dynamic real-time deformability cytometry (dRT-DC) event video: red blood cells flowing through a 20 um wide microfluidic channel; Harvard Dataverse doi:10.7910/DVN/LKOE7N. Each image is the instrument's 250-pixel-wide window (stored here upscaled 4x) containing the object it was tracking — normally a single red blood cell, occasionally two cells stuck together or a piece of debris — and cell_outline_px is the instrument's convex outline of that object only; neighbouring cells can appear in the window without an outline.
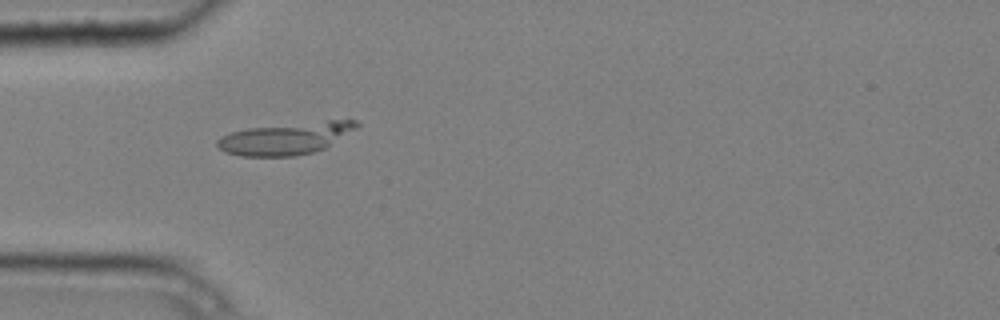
{"species": "common noctule bat (a hibernating species)", "species_latin": "Nyctalus noctula", "temperature_condition": "cold", "stored_images_in_passage": 6, "camera_frame_rate_fps": 3000, "um_per_image_px": 0.085, "animal": {"sex": "male", "body_mass_g": 20.4}, "frame": {"image": 1, "passage_image": 5, "time_ms": 1.333, "image_size_px": [1000, 320], "cell_outline_px": [[360, 128], [324, 148], [312, 152], [296, 156], [240, 156], [228, 152], [220, 148], [216, 144], [216, 140], [232, 132], [248, 128], [328, 120], [356, 120], [360, 124]], "centroid_in_image_um": [24.37, 11.76], "position_along_channel_um": 60.6, "area_um2": 25.84}}